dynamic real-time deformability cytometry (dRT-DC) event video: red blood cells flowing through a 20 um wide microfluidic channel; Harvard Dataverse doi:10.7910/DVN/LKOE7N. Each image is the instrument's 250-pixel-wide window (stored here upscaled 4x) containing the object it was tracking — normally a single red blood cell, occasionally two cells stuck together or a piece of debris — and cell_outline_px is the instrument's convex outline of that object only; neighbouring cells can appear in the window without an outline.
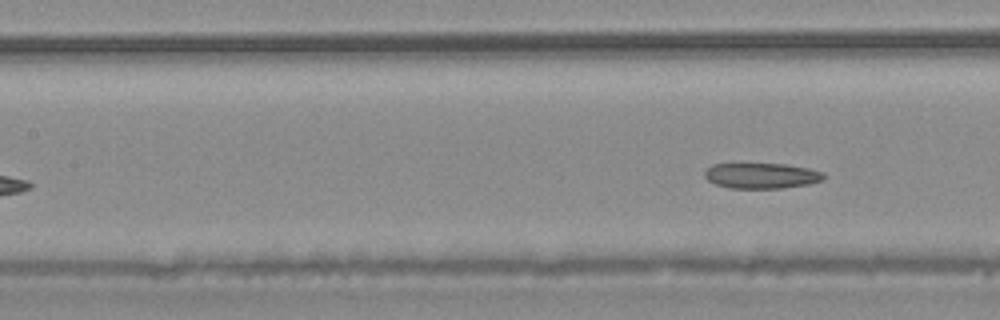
{"species": "common noctule bat (a hibernating species)", "species_latin": "Nyctalus noctula", "temperature_condition": "warm", "stored_images_in_passage": 5, "segment_of_instrument_passage": [2, 2], "camera_frame_rate_fps": 3000, "um_per_image_px": 0.085, "animal": {"sex": "male", "body_mass_g": 20.4}, "frame": {"image": 1, "passage_image": 5, "time_ms": 1.333, "image_size_px": [1000, 320], "cell_outline_px": [[828, 176], [824, 180], [808, 184], [780, 188], [732, 188], [716, 184], [708, 180], [704, 176], [704, 172], [712, 164], [784, 164], [808, 168], [824, 172]], "centroid_in_image_um": [64.77, 14.93], "position_along_channel_um": 142.6, "area_um2": 17.69}}